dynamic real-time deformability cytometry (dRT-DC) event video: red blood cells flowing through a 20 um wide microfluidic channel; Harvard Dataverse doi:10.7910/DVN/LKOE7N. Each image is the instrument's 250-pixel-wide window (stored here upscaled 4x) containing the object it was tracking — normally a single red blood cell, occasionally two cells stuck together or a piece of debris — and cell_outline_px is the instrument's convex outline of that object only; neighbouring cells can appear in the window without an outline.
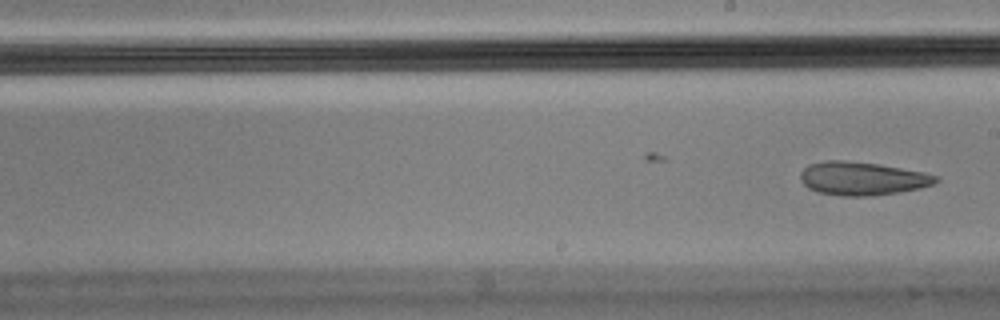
{"species": "Egyptian fruit bat (a non-hibernating species)", "species_latin": "Rousettus aegyptiacus", "temperature_condition": "cold", "stored_images_in_passage": 8, "camera_frame_rate_fps": 3000, "um_per_image_px": 0.085, "animal": {"sex": "male"}, "frame": {"image": 1, "passage_image": 8, "time_ms": 2.333, "image_size_px": [1000, 320], "cell_outline_px": [[940, 180], [936, 184], [920, 188], [900, 192], [872, 196], [840, 196], [820, 192], [808, 188], [800, 180], [800, 172], [808, 164], [824, 160], [844, 160], [876, 164], [924, 172], [940, 176]], "centroid_in_image_um": [73.31, 15.17], "position_along_channel_um": 215.7, "area_um2": 26.53}}